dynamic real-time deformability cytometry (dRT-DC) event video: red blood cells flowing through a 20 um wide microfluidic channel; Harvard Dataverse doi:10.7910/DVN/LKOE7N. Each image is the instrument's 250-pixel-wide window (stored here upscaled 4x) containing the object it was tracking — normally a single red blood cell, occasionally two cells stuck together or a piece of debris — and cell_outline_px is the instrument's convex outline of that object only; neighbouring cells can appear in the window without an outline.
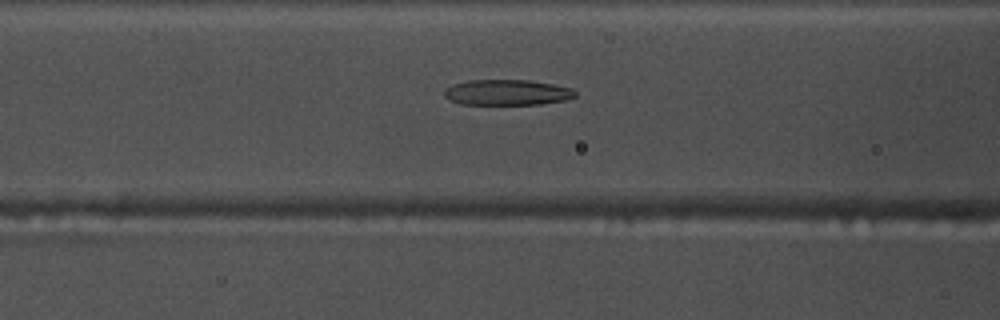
{"species": "common noctule bat (a hibernating species)", "species_latin": "Nyctalus noctula", "temperature_condition": "warm", "stored_images_in_passage": 43, "camera_frame_rate_fps": 3000, "um_per_image_px": 0.085, "animal": {"sex": "male", "body_mass_g": 17.5, "forearm_length_mm": 52.3}, "frame": {"image": 1, "passage_image": 11, "time_ms": 3.333, "image_size_px": [1000, 320], "cell_outline_px": [[576, 96], [564, 100], [540, 104], [460, 104], [448, 100], [444, 96], [444, 92], [452, 84], [468, 80], [528, 80], [552, 84], [572, 88], [576, 92]], "centroid_in_image_um": [43.08, 7.85], "position_along_channel_um": 123.5, "area_um2": 19.48}}
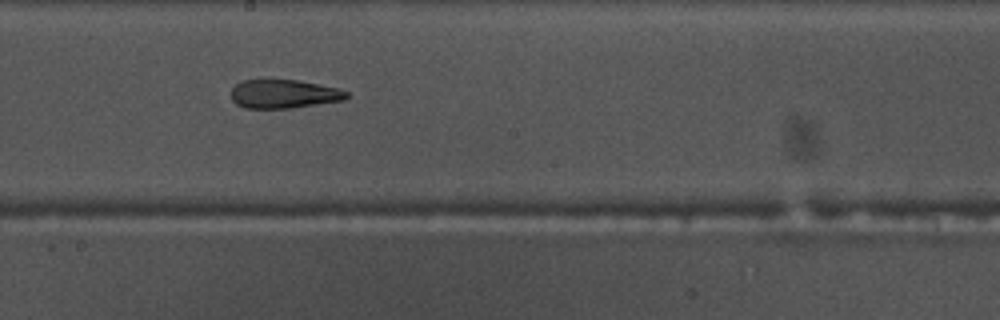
{"frame": {"image": 2, "passage_image": 19, "time_ms": 6.0, "image_size_px": [1000, 320], "cell_outline_px": [[348, 96], [344, 100], [292, 108], [244, 108], [236, 104], [232, 100], [232, 88], [236, 84], [244, 80], [264, 76], [272, 76], [296, 80], [340, 88], [348, 92]], "centroid_in_image_um": [24.08, 7.93], "position_along_channel_um": 224.1, "area_um2": 20.11}}
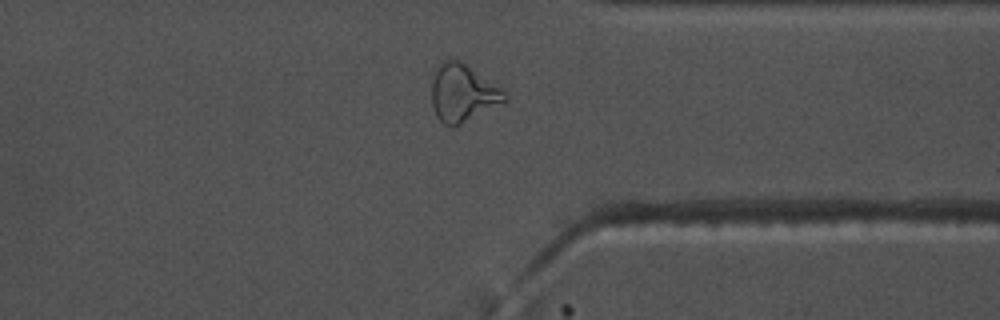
{"frame": {"image": 3, "passage_image": 31, "time_ms": 10.0, "image_size_px": [1000, 320], "cell_outline_px": [[508, 100], [456, 128], [452, 128], [444, 124], [436, 116], [432, 104], [432, 80], [436, 68], [444, 60], [456, 56], [500, 88], [508, 96]], "centroid_in_image_um": [39.32, 7.92], "position_along_channel_um": 372.1, "area_um2": 24.85}, "authors_computed_cell_mechanics": {"area_um2": 20.519, "velocity_mm_per_s": 3.7903, "shape_relaxation_time_tau1_ms": 6.4945, "shape_relaxation_time_tau2_ms": 4.457, "deformation_change_tau1": 0.2221, "deformation_change_tau2": 0.1605}}